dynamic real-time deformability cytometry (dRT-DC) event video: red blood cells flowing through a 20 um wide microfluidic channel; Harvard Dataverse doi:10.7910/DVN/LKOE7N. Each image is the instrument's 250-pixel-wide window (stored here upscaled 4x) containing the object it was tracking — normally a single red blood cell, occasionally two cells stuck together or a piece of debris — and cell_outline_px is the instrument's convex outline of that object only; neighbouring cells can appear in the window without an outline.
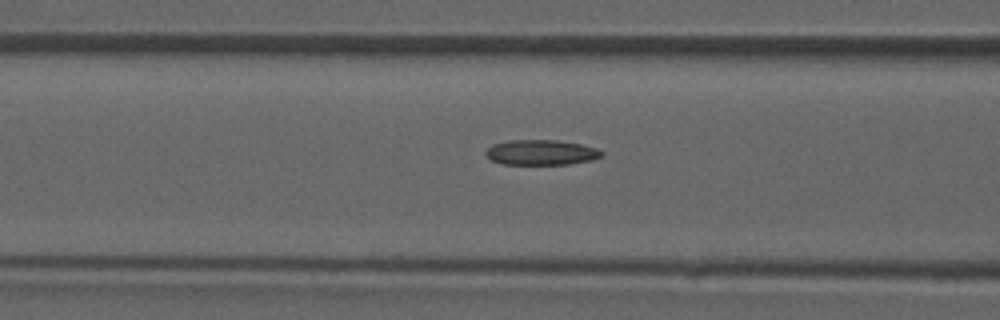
{"species": "common noctule bat (a hibernating species)", "species_latin": "Nyctalus noctula", "temperature_condition": "room temperature", "stored_images_in_passage": 42, "camera_frame_rate_fps": 3000, "um_per_image_px": 0.085, "animal": {"sex": "male", "forearm_length_mm": 52.5}, "frame": {"image": 1, "passage_image": 13, "time_ms": 4.0, "image_size_px": [1000, 320], "cell_outline_px": [[604, 156], [592, 160], [568, 164], [500, 164], [492, 160], [484, 152], [492, 144], [508, 140], [556, 140], [580, 144], [596, 148], [604, 152]], "centroid_in_image_um": [46.01, 12.95], "position_along_channel_um": 120.6, "area_um2": 17.05}}